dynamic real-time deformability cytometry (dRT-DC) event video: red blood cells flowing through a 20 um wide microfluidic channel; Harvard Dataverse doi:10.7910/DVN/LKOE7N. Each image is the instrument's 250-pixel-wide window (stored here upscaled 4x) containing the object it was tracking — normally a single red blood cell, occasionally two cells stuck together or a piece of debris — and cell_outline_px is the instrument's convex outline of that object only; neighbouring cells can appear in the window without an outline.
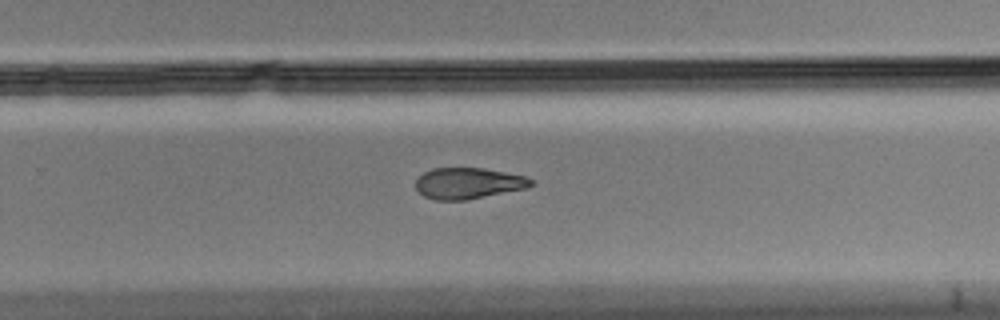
{"species": "Egyptian fruit bat (a non-hibernating species)", "species_latin": "Rousettus aegyptiacus", "temperature_condition": "cold", "stored_images_in_passage": 11, "camera_frame_rate_fps": 3000, "um_per_image_px": 0.085, "animal": {"sex": "male"}, "frame": {"image": 1, "passage_image": 8, "time_ms": 2.333, "image_size_px": [1000, 320], "cell_outline_px": [[536, 184], [528, 188], [468, 200], [436, 200], [424, 196], [416, 188], [416, 180], [424, 172], [432, 168], [484, 168], [524, 176], [532, 180]], "centroid_in_image_um": [39.83, 15.58], "position_along_channel_um": 290.0, "area_um2": 20.98}}